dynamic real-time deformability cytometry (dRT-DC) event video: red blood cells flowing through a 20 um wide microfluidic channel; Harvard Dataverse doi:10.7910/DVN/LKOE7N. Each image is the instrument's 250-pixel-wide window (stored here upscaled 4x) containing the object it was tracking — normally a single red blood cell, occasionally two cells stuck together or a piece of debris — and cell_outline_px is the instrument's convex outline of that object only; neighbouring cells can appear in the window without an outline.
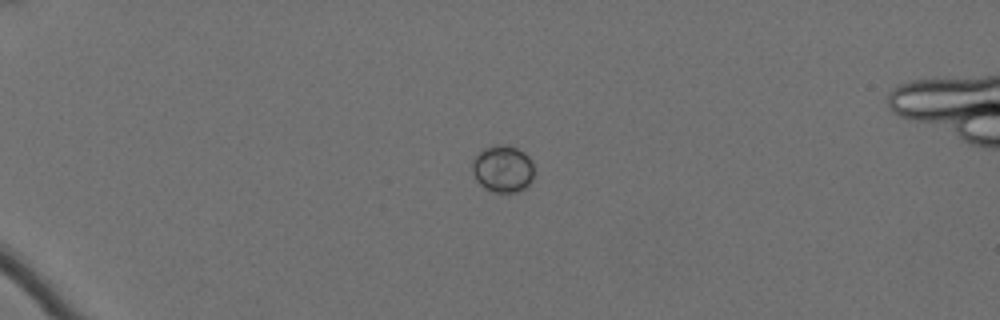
{"species": "Egyptian fruit bat (a non-hibernating species)", "species_latin": "Rousettus aegyptiacus", "temperature_condition": "cold", "stored_images_in_passage": 20, "camera_frame_rate_fps": 3000, "um_per_image_px": 0.085, "animal": {"sex": "female"}, "frame": {"image": 1, "passage_image": 20, "time_ms": 6.333, "image_size_px": [1000, 320], "cell_outline_px": [[532, 180], [524, 188], [516, 192], [496, 192], [484, 188], [476, 180], [472, 172], [472, 160], [484, 148], [496, 144], [500, 144], [516, 148], [524, 152], [532, 160]], "centroid_in_image_um": [42.71, 14.34], "position_along_channel_um": 42.3, "area_um2": 16.82}}